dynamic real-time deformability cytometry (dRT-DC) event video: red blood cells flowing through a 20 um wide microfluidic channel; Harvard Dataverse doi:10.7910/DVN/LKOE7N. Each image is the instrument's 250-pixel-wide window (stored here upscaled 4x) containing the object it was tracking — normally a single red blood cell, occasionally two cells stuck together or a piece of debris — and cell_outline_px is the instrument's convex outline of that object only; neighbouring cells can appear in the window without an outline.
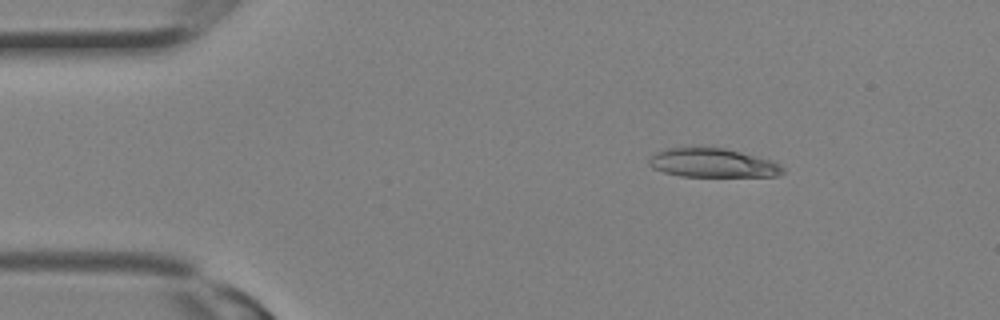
{"species": "Egyptian fruit bat (a non-hibernating species)", "species_latin": "Rousettus aegyptiacus", "temperature_condition": "room temperature", "stored_images_in_passage": 7, "camera_frame_rate_fps": 3000, "um_per_image_px": 0.085, "animal": {"sex": "female"}, "frame": {"image": 1, "passage_image": 1, "time_ms": 0.0, "image_size_px": [1000, 320], "cell_outline_px": [[784, 172], [776, 176], [680, 176], [664, 172], [652, 168], [648, 164], [648, 160], [656, 152], [668, 148], [724, 148], [772, 160], [780, 164], [784, 168]], "centroid_in_image_um": [60.58, 13.86], "position_along_channel_um": 24.4, "area_um2": 22.31}}
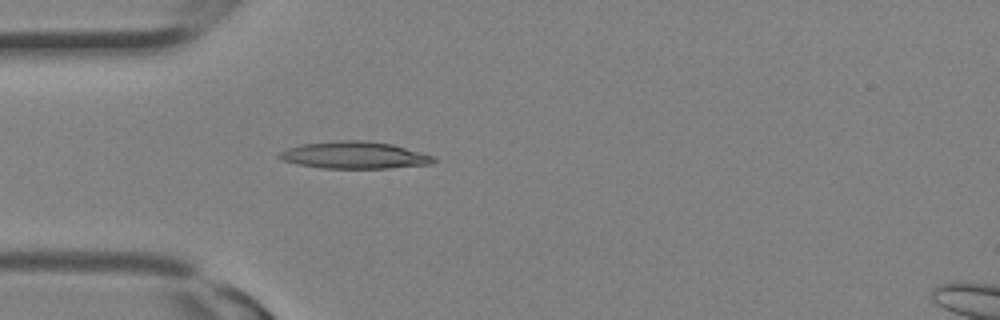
{"frame": {"image": 2, "passage_image": 5, "time_ms": 1.333, "image_size_px": [1000, 320], "cell_outline_px": [[436, 160], [432, 164], [388, 168], [320, 168], [300, 164], [284, 160], [276, 156], [280, 152], [288, 148], [300, 144], [336, 140], [360, 140], [392, 144], [436, 156]], "centroid_in_image_um": [30.15, 13.18], "position_along_channel_um": 54.8, "area_um2": 24.33}}
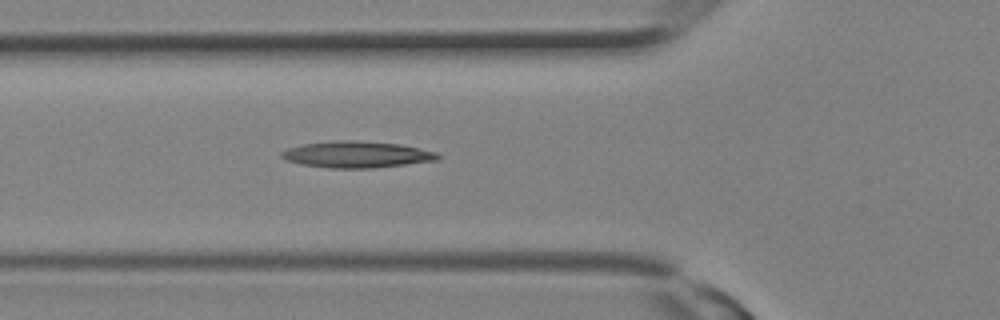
{"frame": {"image": 3, "passage_image": 7, "time_ms": 2.0, "image_size_px": [1000, 320], "cell_outline_px": [[440, 156], [436, 160], [372, 168], [328, 168], [304, 164], [288, 160], [280, 156], [280, 152], [288, 148], [300, 144], [340, 140], [356, 140], [400, 144], [436, 152]], "centroid_in_image_um": [30.29, 13.12], "position_along_channel_um": 95.5, "area_um2": 23.81}}